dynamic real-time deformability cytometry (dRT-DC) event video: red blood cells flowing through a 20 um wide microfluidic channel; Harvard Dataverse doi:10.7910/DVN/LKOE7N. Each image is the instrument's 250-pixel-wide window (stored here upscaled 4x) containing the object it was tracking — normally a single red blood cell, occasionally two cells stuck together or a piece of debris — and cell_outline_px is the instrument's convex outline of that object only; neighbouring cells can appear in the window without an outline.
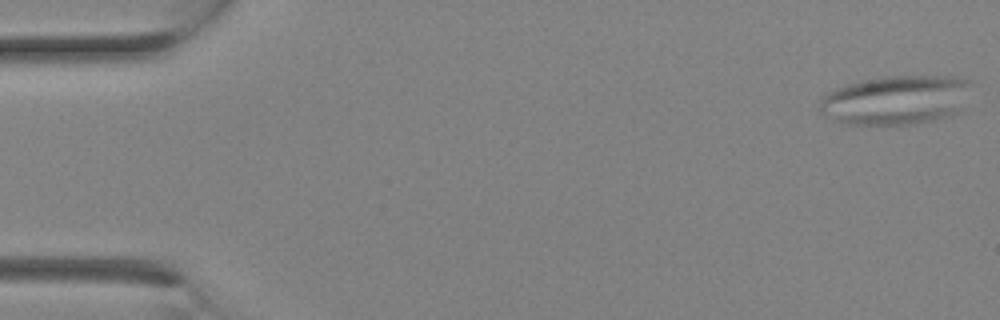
{"species": "Egyptian fruit bat (a non-hibernating species)", "species_latin": "Rousettus aegyptiacus", "temperature_condition": "room temperature", "stored_images_in_passage": 8, "camera_frame_rate_fps": 3000, "um_per_image_px": 0.085, "animal": {"sex": "female"}, "frame": {"image": 1, "passage_image": 1, "time_ms": 0.0, "image_size_px": [1000, 320], "cell_outline_px": [[972, 84], [960, 112], [952, 116], [912, 124], [848, 124], [824, 116], [816, 108], [820, 96], [836, 88], [860, 80], [884, 76], [964, 76], [972, 80]], "centroid_in_image_um": [76.16, 8.48], "position_along_channel_um": 8.8, "area_um2": 44.27}}
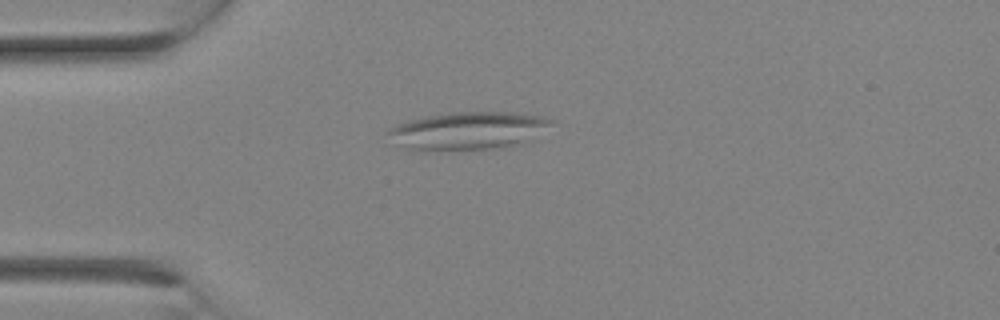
{"frame": {"image": 2, "passage_image": 7, "time_ms": 2.0, "image_size_px": [1000, 320], "cell_outline_px": [[556, 124], [532, 140], [508, 148], [424, 152], [388, 144], [384, 132], [396, 124], [408, 120], [428, 116], [452, 112], [512, 112], [544, 116], [556, 120]], "centroid_in_image_um": [39.77, 11.15], "position_along_channel_um": 45.2, "area_um2": 37.74}}